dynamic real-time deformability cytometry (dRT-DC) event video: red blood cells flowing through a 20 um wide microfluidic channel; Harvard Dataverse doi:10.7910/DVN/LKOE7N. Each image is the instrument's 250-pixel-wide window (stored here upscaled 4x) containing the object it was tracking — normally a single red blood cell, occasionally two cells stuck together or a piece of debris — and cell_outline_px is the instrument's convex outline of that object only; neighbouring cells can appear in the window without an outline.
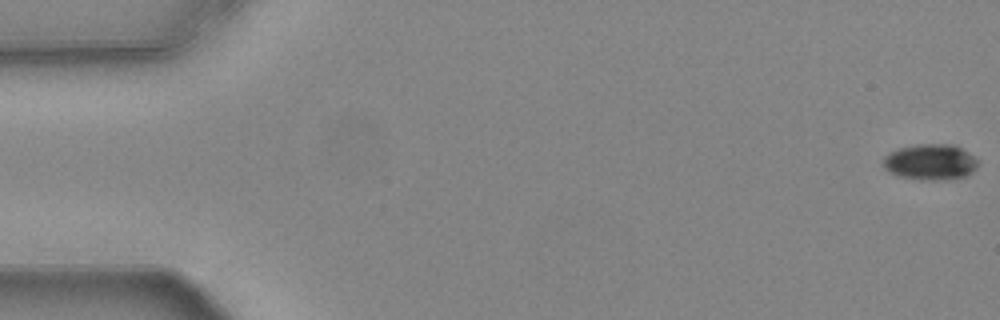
{"species": "common noctule bat (a hibernating species)", "species_latin": "Nyctalus noctula", "temperature_condition": "warm", "stored_images_in_passage": 10, "camera_frame_rate_fps": 3000, "um_per_image_px": 0.085, "animal": {"sex": "female", "body_mass_g": 24.6, "forearm_length_mm": 56.2}, "frame": {"image": 1, "passage_image": 1, "time_ms": 0.0, "image_size_px": [1000, 320], "cell_outline_px": [[980, 160], [976, 168], [972, 172], [964, 176], [948, 180], [920, 180], [896, 176], [888, 172], [884, 168], [884, 156], [888, 152], [896, 148], [916, 144], [952, 144], [968, 152]], "centroid_in_image_um": [79.06, 13.77], "position_along_channel_um": 5.9, "area_um2": 20.23}}